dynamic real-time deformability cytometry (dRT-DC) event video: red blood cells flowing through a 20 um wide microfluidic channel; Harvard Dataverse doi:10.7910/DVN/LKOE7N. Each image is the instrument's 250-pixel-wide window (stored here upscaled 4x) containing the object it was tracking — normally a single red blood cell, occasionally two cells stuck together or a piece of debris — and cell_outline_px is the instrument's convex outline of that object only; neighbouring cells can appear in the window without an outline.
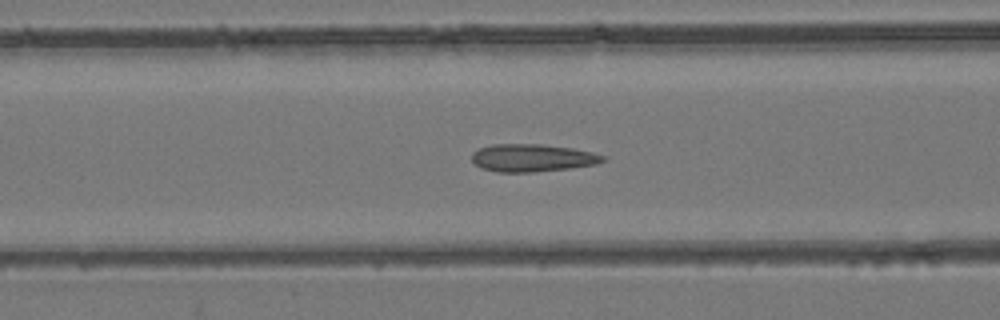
{"species": "common noctule bat (a hibernating species)", "species_latin": "Nyctalus noctula", "temperature_condition": "room temperature", "stored_images_in_passage": 45, "camera_frame_rate_fps": 3000, "um_per_image_px": 0.085, "animal": {"sex": "female", "body_mass_g": 24.6, "forearm_length_mm": 56.2}, "frame": {"image": 1, "passage_image": 12, "time_ms": 3.667, "image_size_px": [1000, 320], "cell_outline_px": [[608, 160], [596, 164], [568, 168], [532, 172], [496, 172], [480, 168], [472, 160], [472, 152], [480, 148], [492, 144], [540, 144], [572, 148], [592, 152], [608, 156]], "centroid_in_image_um": [45.27, 13.42], "position_along_channel_um": 121.3, "area_um2": 21.21}}
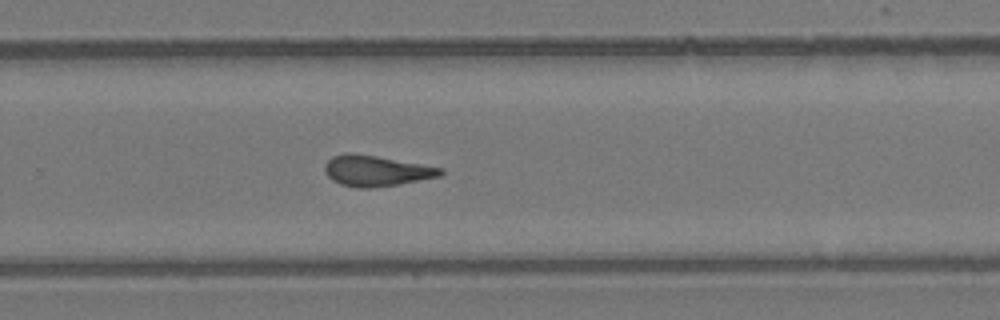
{"frame": {"image": 2, "passage_image": 26, "time_ms": 8.333, "image_size_px": [1000, 320], "cell_outline_px": [[444, 172], [440, 176], [396, 184], [368, 188], [356, 188], [340, 184], [332, 180], [328, 176], [324, 168], [324, 164], [332, 156], [344, 152], [348, 152], [376, 156], [444, 168]], "centroid_in_image_um": [31.93, 14.51], "position_along_channel_um": 297.9, "area_um2": 20.58}}
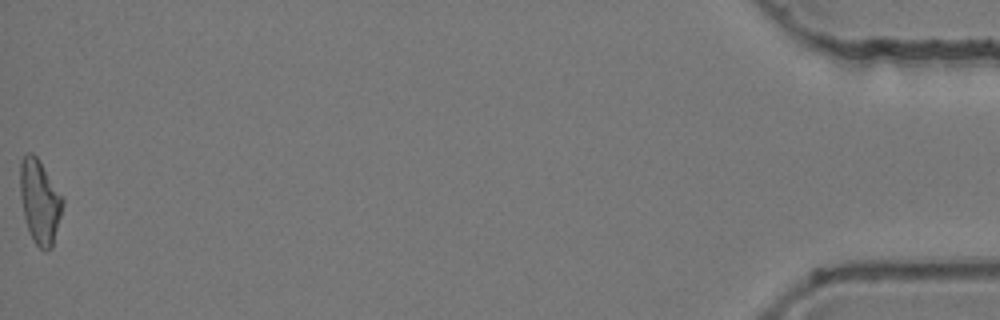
{"frame": {"image": 3, "passage_image": 45, "time_ms": 14.667, "image_size_px": [1000, 320], "cell_outline_px": [[64, 204], [52, 248], [44, 252], [32, 240], [28, 232], [24, 216], [20, 196], [20, 160], [28, 152], [32, 152], [40, 160], [64, 200]], "centroid_in_image_um": [3.37, 17.15], "position_along_channel_um": 431.8, "area_um2": 20.98}, "authors_computed_cell_mechanics": {"area_um2": 20.4612, "velocity_mm_per_s": 3.7901, "shape_relaxation_time_tau1_ms": null, "shape_relaxation_time_tau2_ms": 2.0575, "deformation_change_tau1": null, "deformation_change_tau2": 0.1112}}